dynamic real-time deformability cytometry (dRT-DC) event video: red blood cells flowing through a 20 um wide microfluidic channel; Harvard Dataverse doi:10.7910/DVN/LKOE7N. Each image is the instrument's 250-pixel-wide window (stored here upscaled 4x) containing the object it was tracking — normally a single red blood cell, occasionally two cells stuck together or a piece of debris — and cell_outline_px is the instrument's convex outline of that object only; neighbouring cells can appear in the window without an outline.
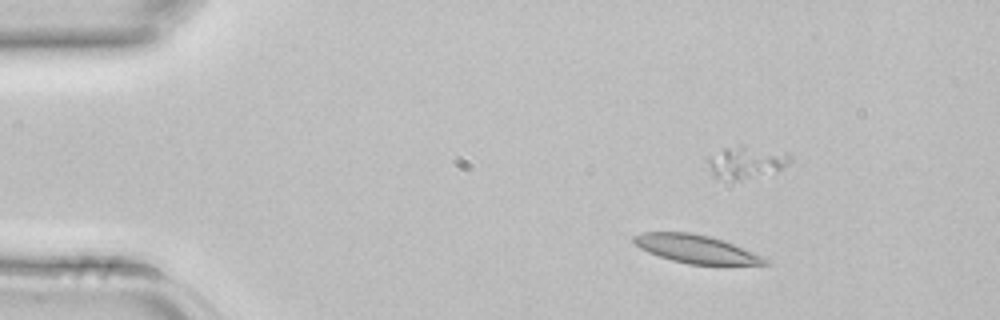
{"species": "common noctule bat (a hibernating species)", "species_latin": "Nyctalus noctula", "temperature_condition": "room temperature", "stored_images_in_passage": 4, "camera_frame_rate_fps": 3000, "um_per_image_px": 0.085, "animal": {"sex": "female", "body_mass_g": 22.7, "forearm_length_mm": 54.2}, "frame": {"image": 1, "passage_image": 2, "time_ms": 0.333, "image_size_px": [1000, 320], "cell_outline_px": [[772, 264], [688, 264], [672, 260], [648, 252], [640, 248], [632, 240], [632, 236], [644, 232], [688, 232], [708, 236], [724, 240], [768, 256], [772, 260]], "centroid_in_image_um": [59.27, 21.16], "position_along_channel_um": 25.7, "area_um2": 21.79}}